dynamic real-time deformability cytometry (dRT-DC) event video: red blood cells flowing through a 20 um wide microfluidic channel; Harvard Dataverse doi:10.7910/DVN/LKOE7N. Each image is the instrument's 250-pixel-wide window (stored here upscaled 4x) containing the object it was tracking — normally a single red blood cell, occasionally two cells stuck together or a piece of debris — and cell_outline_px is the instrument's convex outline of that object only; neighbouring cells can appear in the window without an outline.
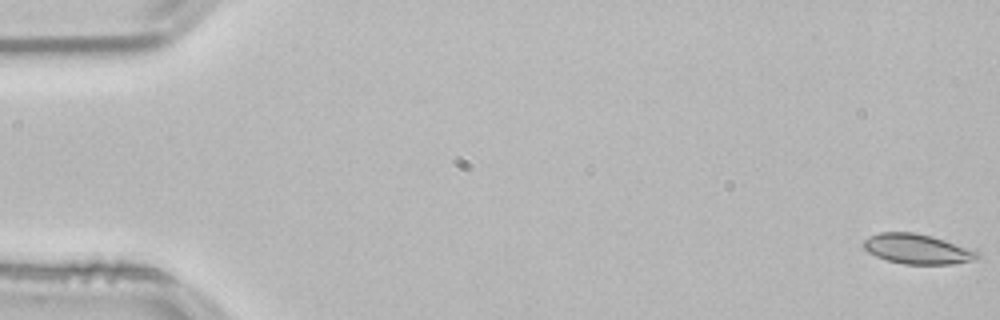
{"species": "common noctule bat (a hibernating species)", "species_latin": "Nyctalus noctula", "temperature_condition": "room temperature", "stored_images_in_passage": 55, "camera_frame_rate_fps": 3000, "um_per_image_px": 0.085, "animal": {"sex": "male", "body_mass_g": 21.5, "forearm_length_mm": 52.0}, "frame": {"image": 1, "passage_image": 1, "time_ms": 0.0, "image_size_px": [1000, 320], "cell_outline_px": [[980, 256], [976, 260], [952, 264], [904, 264], [888, 260], [876, 256], [868, 252], [864, 248], [864, 240], [868, 236], [880, 232], [916, 232], [932, 236], [980, 252]], "centroid_in_image_um": [77.97, 21.16], "position_along_channel_um": 7.0, "area_um2": 19.83}}
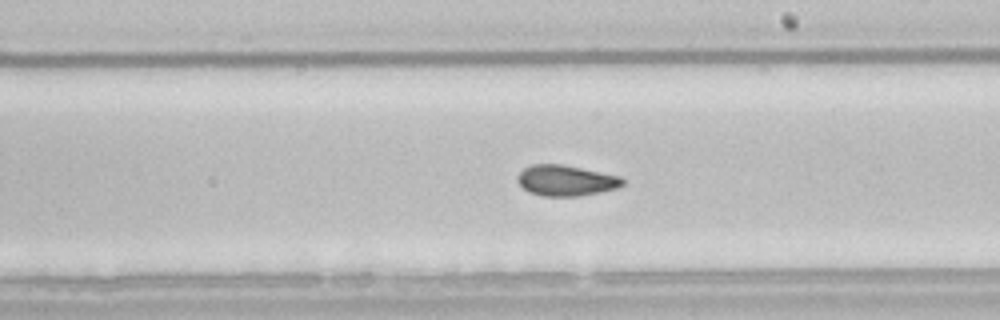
{"frame": {"image": 2, "passage_image": 31, "time_ms": 10.0, "image_size_px": [1000, 320], "cell_outline_px": [[624, 184], [616, 188], [600, 192], [580, 196], [544, 196], [528, 192], [516, 180], [516, 176], [524, 168], [532, 164], [564, 164], [620, 176], [624, 180]], "centroid_in_image_um": [48.09, 15.34], "position_along_channel_um": 240.9, "area_um2": 18.9}}
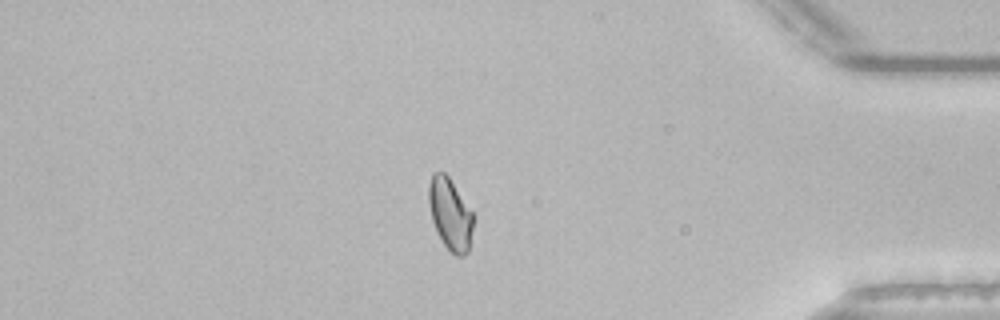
{"frame": {"image": 3, "passage_image": 46, "time_ms": 15.0, "image_size_px": [1000, 320], "cell_outline_px": [[472, 228], [468, 252], [464, 256], [456, 256], [444, 244], [436, 232], [432, 220], [428, 200], [428, 184], [432, 172], [444, 172], [448, 176], [472, 212]], "centroid_in_image_um": [38.23, 18.18], "position_along_channel_um": 397.0, "area_um2": 18.38}, "authors_computed_cell_mechanics": {"area_um2": 19.1896, "velocity_mm_per_s": 3.8095, "shape_relaxation_time_tau1_ms": null, "shape_relaxation_time_tau2_ms": 1.5335, "deformation_change_tau1": null, "deformation_change_tau2": 0.0634}}